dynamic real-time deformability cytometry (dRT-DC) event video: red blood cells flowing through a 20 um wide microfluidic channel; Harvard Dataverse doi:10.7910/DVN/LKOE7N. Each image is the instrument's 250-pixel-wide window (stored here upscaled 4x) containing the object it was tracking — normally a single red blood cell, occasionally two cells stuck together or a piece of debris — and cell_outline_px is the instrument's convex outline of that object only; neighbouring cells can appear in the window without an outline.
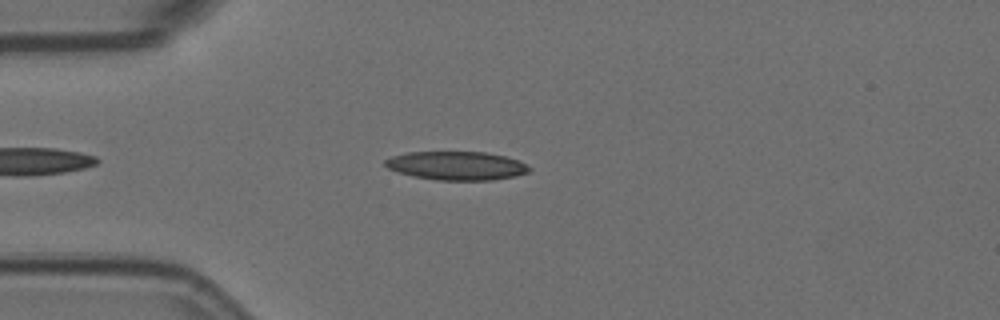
{"species": "Egyptian fruit bat (a non-hibernating species)", "species_latin": "Rousettus aegyptiacus", "temperature_condition": "room temperature", "stored_images_in_passage": 2, "camera_frame_rate_fps": 3000, "um_per_image_px": 0.085, "animal": {"sex": "female"}, "frame": {"image": 1, "passage_image": 2, "time_ms": 0.333, "image_size_px": [1000, 320], "cell_outline_px": [[532, 168], [528, 172], [516, 176], [492, 180], [436, 180], [412, 176], [388, 168], [384, 164], [384, 160], [392, 156], [408, 152], [484, 152], [504, 156], [520, 160]], "centroid_in_image_um": [38.83, 14.08], "position_along_channel_um": 46.2, "area_um2": 24.04}}